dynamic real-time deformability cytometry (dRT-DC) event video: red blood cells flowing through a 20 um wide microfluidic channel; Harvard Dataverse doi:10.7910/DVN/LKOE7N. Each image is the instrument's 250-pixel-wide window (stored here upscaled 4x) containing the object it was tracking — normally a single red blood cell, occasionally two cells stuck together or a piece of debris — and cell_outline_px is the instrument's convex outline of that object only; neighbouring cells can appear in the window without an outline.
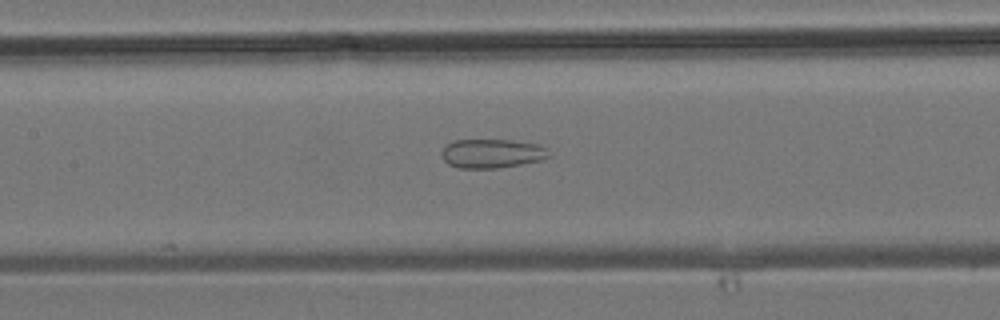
{"species": "common noctule bat (a hibernating species)", "species_latin": "Nyctalus noctula", "temperature_condition": "room temperature", "stored_images_in_passage": 39, "camera_frame_rate_fps": 3000, "um_per_image_px": 0.085, "animal": {"sex": "male", "body_mass_g": 19.2, "forearm_length_mm": 51.8}, "frame": {"image": 1, "passage_image": 18, "time_ms": 5.667, "image_size_px": [1000, 320], "cell_outline_px": [[552, 156], [540, 160], [520, 164], [496, 168], [460, 168], [448, 164], [440, 156], [440, 152], [448, 144], [456, 140], [512, 140], [536, 144], [544, 148]], "centroid_in_image_um": [41.78, 13.05], "position_along_channel_um": 165.6, "area_um2": 17.98}}
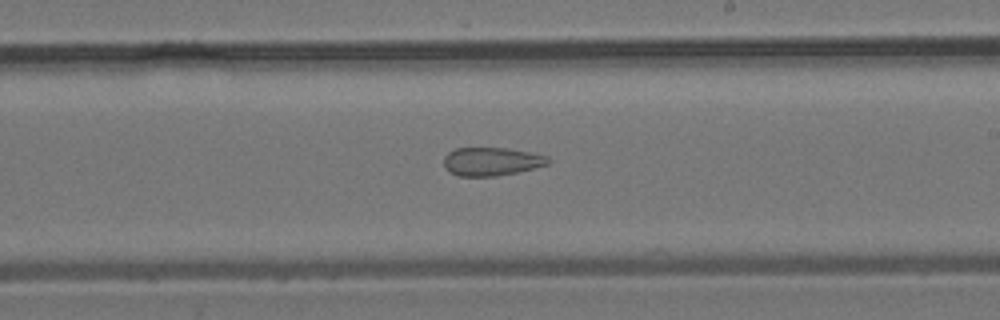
{"frame": {"image": 2, "passage_image": 23, "time_ms": 7.333, "image_size_px": [1000, 320], "cell_outline_px": [[552, 160], [548, 164], [516, 172], [496, 176], [456, 176], [448, 172], [444, 168], [444, 156], [448, 152], [456, 148], [508, 148], [548, 156]], "centroid_in_image_um": [41.74, 13.73], "position_along_channel_um": 247.3, "area_um2": 17.28}}
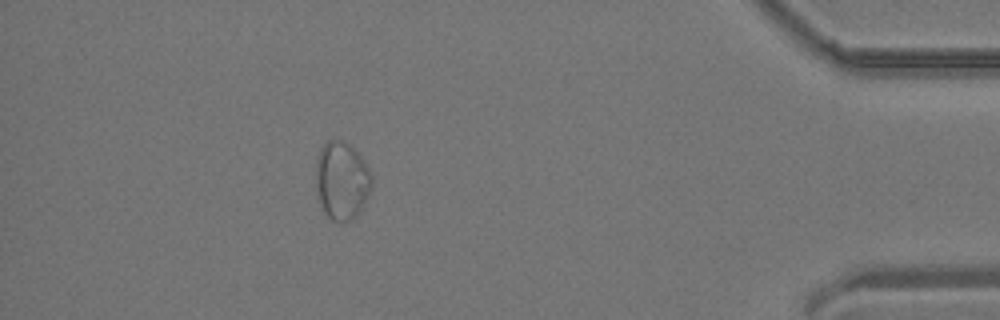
{"frame": {"image": 3, "passage_image": 36, "time_ms": 11.667, "image_size_px": [1000, 320], "cell_outline_px": [[372, 188], [364, 204], [356, 216], [348, 220], [332, 220], [324, 212], [320, 204], [316, 192], [316, 160], [320, 148], [328, 140], [344, 140], [364, 160], [372, 176]], "centroid_in_image_um": [29.04, 15.33], "position_along_channel_um": 406.2, "area_um2": 25.37}}